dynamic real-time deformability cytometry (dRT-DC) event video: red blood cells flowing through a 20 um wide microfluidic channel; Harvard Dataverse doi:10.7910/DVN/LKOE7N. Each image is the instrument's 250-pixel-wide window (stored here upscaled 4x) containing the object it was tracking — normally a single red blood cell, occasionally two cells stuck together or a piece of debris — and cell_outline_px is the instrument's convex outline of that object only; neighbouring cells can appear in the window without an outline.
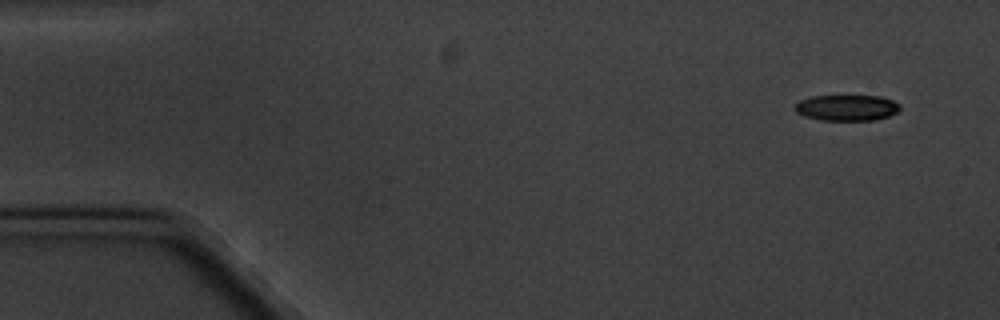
{"species": "common noctule bat (a hibernating species)", "species_latin": "Nyctalus noctula", "temperature_condition": "cold", "stored_images_in_passage": 6, "camera_frame_rate_fps": 3000, "um_per_image_px": 0.085, "animal": {"sex": "male", "body_mass_g": 20.1, "forearm_length_mm": 53.5}, "frame": {"image": 1, "passage_image": 1, "time_ms": 0.0, "image_size_px": [1000, 320], "cell_outline_px": [[900, 108], [896, 112], [888, 116], [872, 120], [824, 120], [804, 116], [796, 112], [792, 108], [800, 100], [812, 96], [880, 96], [892, 100], [900, 104]], "centroid_in_image_um": [71.95, 9.15], "position_along_channel_um": 13.0, "area_um2": 15.78}}
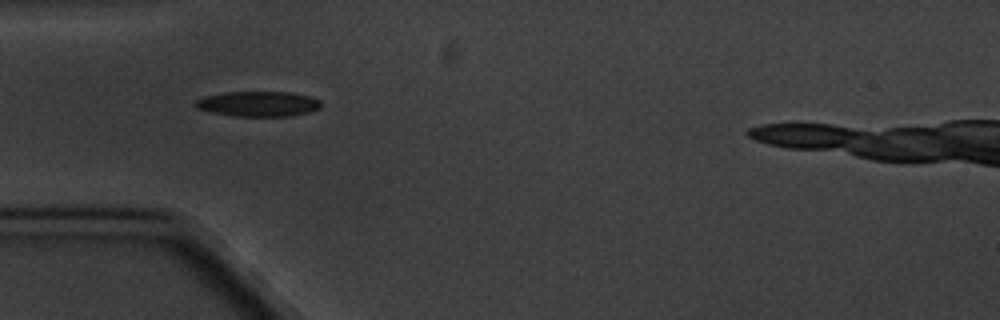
{"frame": {"image": 2, "passage_image": 5, "time_ms": 4.667, "image_size_px": [1000, 320], "cell_outline_px": [[320, 108], [312, 112], [288, 116], [236, 116], [212, 112], [196, 108], [192, 104], [196, 100], [204, 96], [228, 92], [292, 92], [308, 96], [320, 100]], "centroid_in_image_um": [21.95, 8.83], "position_along_channel_um": 63.1, "area_um2": 18.44}}